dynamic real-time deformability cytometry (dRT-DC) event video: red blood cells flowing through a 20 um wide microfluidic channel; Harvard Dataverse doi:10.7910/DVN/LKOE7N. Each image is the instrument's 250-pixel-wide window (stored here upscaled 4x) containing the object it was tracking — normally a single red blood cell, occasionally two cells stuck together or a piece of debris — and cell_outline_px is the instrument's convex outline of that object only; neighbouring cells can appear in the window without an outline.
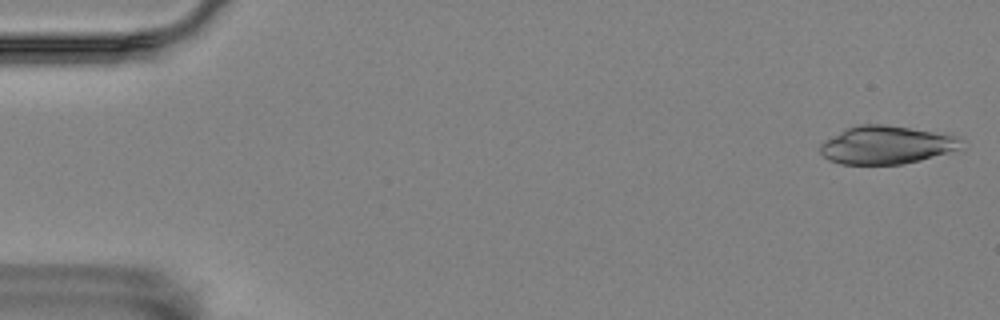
{"species": "Egyptian fruit bat (a non-hibernating species)", "species_latin": "Rousettus aegyptiacus", "temperature_condition": "room temperature", "stored_images_in_passage": 14, "camera_frame_rate_fps": 3000, "um_per_image_px": 0.085, "animal": {"sex": "female"}, "frame": {"image": 1, "passage_image": 1, "time_ms": 0.0, "image_size_px": [1000, 320], "cell_outline_px": [[964, 152], [904, 164], [840, 164], [828, 160], [820, 152], [820, 144], [824, 140], [848, 128], [860, 124], [884, 124], [960, 136], [964, 140]], "centroid_in_image_um": [75.51, 12.34], "position_along_channel_um": 9.5, "area_um2": 32.25}}
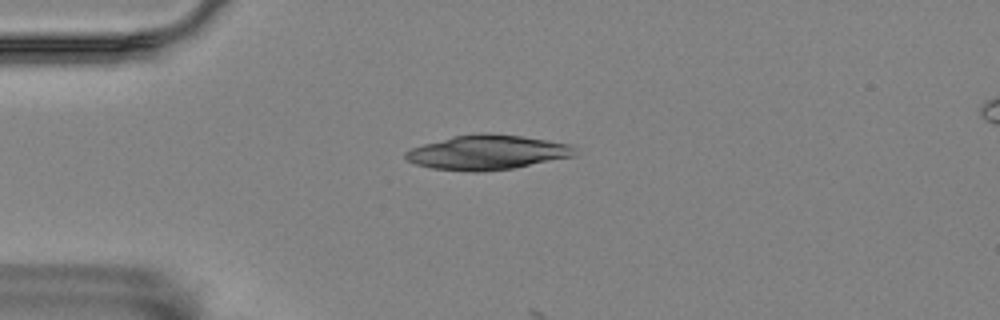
{"frame": {"image": 2, "passage_image": 13, "time_ms": 4.0, "image_size_px": [1000, 320], "cell_outline_px": [[576, 156], [512, 168], [484, 172], [472, 172], [432, 168], [416, 164], [408, 160], [404, 156], [404, 152], [412, 148], [424, 144], [456, 136], [484, 132], [520, 136], [568, 144], [576, 148]], "centroid_in_image_um": [41.43, 12.96], "position_along_channel_um": 43.6, "area_um2": 33.81}}